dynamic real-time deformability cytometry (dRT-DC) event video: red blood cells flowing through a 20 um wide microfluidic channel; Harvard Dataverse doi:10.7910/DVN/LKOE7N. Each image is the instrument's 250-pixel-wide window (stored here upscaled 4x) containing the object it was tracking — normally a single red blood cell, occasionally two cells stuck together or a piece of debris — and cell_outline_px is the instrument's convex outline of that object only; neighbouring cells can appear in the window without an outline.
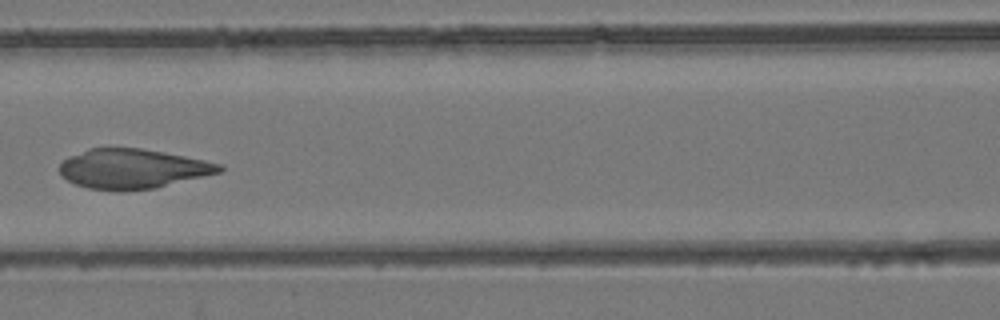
{"species": "common noctule bat (a hibernating species)", "species_latin": "Nyctalus noctula", "temperature_condition": "room temperature", "stored_images_in_passage": 9, "camera_frame_rate_fps": 3000, "um_per_image_px": 0.085, "animal": {"sex": "female", "body_mass_g": 24.6, "forearm_length_mm": 56.2}, "frame": {"image": 1, "passage_image": 8, "time_ms": 8.0, "image_size_px": [1000, 320], "cell_outline_px": [[224, 168], [220, 172], [156, 188], [120, 192], [116, 192], [88, 188], [76, 184], [68, 180], [60, 172], [60, 164], [68, 156], [88, 148], [140, 148], [164, 152], [224, 164]], "centroid_in_image_um": [11.27, 14.35], "position_along_channel_um": 155.3, "area_um2": 37.05}}
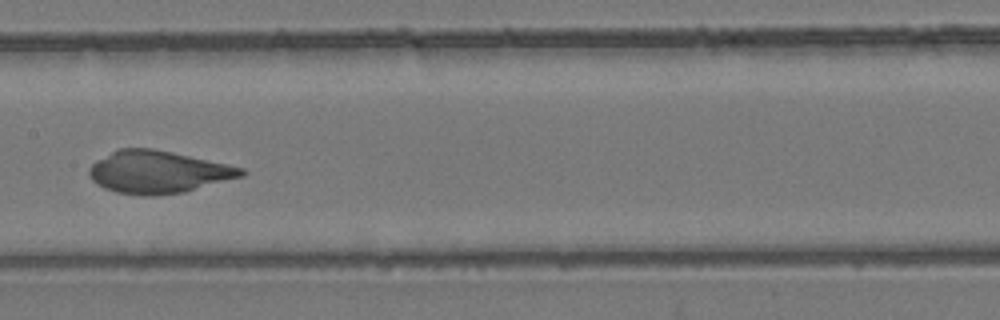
{"frame": {"image": 2, "passage_image": 9, "time_ms": 9.0, "image_size_px": [1000, 320], "cell_outline_px": [[248, 172], [244, 176], [184, 192], [152, 196], [144, 196], [116, 192], [104, 188], [92, 180], [88, 172], [88, 168], [96, 160], [120, 148], [152, 148], [172, 152], [228, 164], [244, 168]], "centroid_in_image_um": [13.45, 14.62], "position_along_channel_um": 193.9, "area_um2": 37.63}}